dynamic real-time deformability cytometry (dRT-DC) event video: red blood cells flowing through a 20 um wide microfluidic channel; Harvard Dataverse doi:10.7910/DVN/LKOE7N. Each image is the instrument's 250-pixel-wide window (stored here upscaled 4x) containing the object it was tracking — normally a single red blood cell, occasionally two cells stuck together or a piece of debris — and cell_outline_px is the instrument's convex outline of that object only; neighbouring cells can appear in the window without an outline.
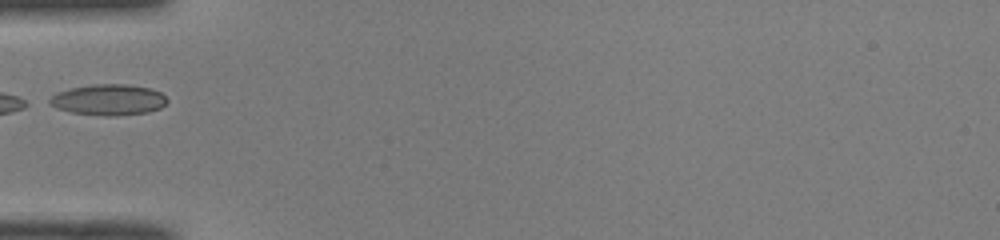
{"species": "common noctule bat (a hibernating species)", "species_latin": "Nyctalus noctula", "temperature_condition": "room temperature", "stored_images_in_passage": 33, "camera_frame_rate_fps": 3000, "um_per_image_px": 0.085, "animal": {"sex": "male", "body_mass_g": 19.0, "forearm_length_mm": 50.8}, "frame": {"image": 1, "passage_image": 1, "time_ms": 0.0, "image_size_px": [1000, 240], "cell_outline_px": [[168, 100], [160, 108], [148, 112], [112, 116], [108, 116], [68, 112], [56, 108], [48, 104], [48, 100], [56, 92], [72, 88], [92, 84], [124, 84], [152, 88], [160, 92]], "centroid_in_image_um": [9.19, 8.48], "position_along_channel_um": 75.8, "area_um2": 21.21}}